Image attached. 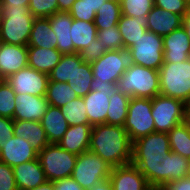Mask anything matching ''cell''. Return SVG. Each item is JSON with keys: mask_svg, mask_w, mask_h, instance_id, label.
<instances>
[{"mask_svg": "<svg viewBox=\"0 0 190 190\" xmlns=\"http://www.w3.org/2000/svg\"><path fill=\"white\" fill-rule=\"evenodd\" d=\"M190 174V160L172 151L167 153L158 166V186L169 181L183 179Z\"/></svg>", "mask_w": 190, "mask_h": 190, "instance_id": "19", "label": "cell"}, {"mask_svg": "<svg viewBox=\"0 0 190 190\" xmlns=\"http://www.w3.org/2000/svg\"><path fill=\"white\" fill-rule=\"evenodd\" d=\"M112 166L97 154L86 151L78 155L71 177L84 189L109 178Z\"/></svg>", "mask_w": 190, "mask_h": 190, "instance_id": "8", "label": "cell"}, {"mask_svg": "<svg viewBox=\"0 0 190 190\" xmlns=\"http://www.w3.org/2000/svg\"><path fill=\"white\" fill-rule=\"evenodd\" d=\"M129 49L135 65L159 70L164 63L163 37L149 30Z\"/></svg>", "mask_w": 190, "mask_h": 190, "instance_id": "11", "label": "cell"}, {"mask_svg": "<svg viewBox=\"0 0 190 190\" xmlns=\"http://www.w3.org/2000/svg\"><path fill=\"white\" fill-rule=\"evenodd\" d=\"M89 190H113L112 183L110 179L99 182L98 184L92 186Z\"/></svg>", "mask_w": 190, "mask_h": 190, "instance_id": "50", "label": "cell"}, {"mask_svg": "<svg viewBox=\"0 0 190 190\" xmlns=\"http://www.w3.org/2000/svg\"><path fill=\"white\" fill-rule=\"evenodd\" d=\"M158 71L160 94L187 104L190 100V58L180 63H163Z\"/></svg>", "mask_w": 190, "mask_h": 190, "instance_id": "5", "label": "cell"}, {"mask_svg": "<svg viewBox=\"0 0 190 190\" xmlns=\"http://www.w3.org/2000/svg\"><path fill=\"white\" fill-rule=\"evenodd\" d=\"M2 20H3V7L0 4V24H1Z\"/></svg>", "mask_w": 190, "mask_h": 190, "instance_id": "55", "label": "cell"}, {"mask_svg": "<svg viewBox=\"0 0 190 190\" xmlns=\"http://www.w3.org/2000/svg\"><path fill=\"white\" fill-rule=\"evenodd\" d=\"M50 144H57L69 125L59 107L49 106L40 121Z\"/></svg>", "mask_w": 190, "mask_h": 190, "instance_id": "26", "label": "cell"}, {"mask_svg": "<svg viewBox=\"0 0 190 190\" xmlns=\"http://www.w3.org/2000/svg\"><path fill=\"white\" fill-rule=\"evenodd\" d=\"M28 66V47L2 43L0 45V77L10 75Z\"/></svg>", "mask_w": 190, "mask_h": 190, "instance_id": "17", "label": "cell"}, {"mask_svg": "<svg viewBox=\"0 0 190 190\" xmlns=\"http://www.w3.org/2000/svg\"><path fill=\"white\" fill-rule=\"evenodd\" d=\"M93 73L90 62L75 64L74 82L69 86L78 97H85L91 91Z\"/></svg>", "mask_w": 190, "mask_h": 190, "instance_id": "35", "label": "cell"}, {"mask_svg": "<svg viewBox=\"0 0 190 190\" xmlns=\"http://www.w3.org/2000/svg\"><path fill=\"white\" fill-rule=\"evenodd\" d=\"M52 31L57 37V50L62 54H73L71 27L73 18L69 12H56L49 17Z\"/></svg>", "mask_w": 190, "mask_h": 190, "instance_id": "23", "label": "cell"}, {"mask_svg": "<svg viewBox=\"0 0 190 190\" xmlns=\"http://www.w3.org/2000/svg\"><path fill=\"white\" fill-rule=\"evenodd\" d=\"M182 26L190 39V11L183 17Z\"/></svg>", "mask_w": 190, "mask_h": 190, "instance_id": "52", "label": "cell"}, {"mask_svg": "<svg viewBox=\"0 0 190 190\" xmlns=\"http://www.w3.org/2000/svg\"><path fill=\"white\" fill-rule=\"evenodd\" d=\"M13 173L18 190H30L47 181L39 158L13 167Z\"/></svg>", "mask_w": 190, "mask_h": 190, "instance_id": "21", "label": "cell"}, {"mask_svg": "<svg viewBox=\"0 0 190 190\" xmlns=\"http://www.w3.org/2000/svg\"><path fill=\"white\" fill-rule=\"evenodd\" d=\"M16 93L4 80L0 85V116L13 119Z\"/></svg>", "mask_w": 190, "mask_h": 190, "instance_id": "38", "label": "cell"}, {"mask_svg": "<svg viewBox=\"0 0 190 190\" xmlns=\"http://www.w3.org/2000/svg\"><path fill=\"white\" fill-rule=\"evenodd\" d=\"M0 190H18L13 168L0 161Z\"/></svg>", "mask_w": 190, "mask_h": 190, "instance_id": "43", "label": "cell"}, {"mask_svg": "<svg viewBox=\"0 0 190 190\" xmlns=\"http://www.w3.org/2000/svg\"><path fill=\"white\" fill-rule=\"evenodd\" d=\"M186 121L190 125V109H187Z\"/></svg>", "mask_w": 190, "mask_h": 190, "instance_id": "56", "label": "cell"}, {"mask_svg": "<svg viewBox=\"0 0 190 190\" xmlns=\"http://www.w3.org/2000/svg\"><path fill=\"white\" fill-rule=\"evenodd\" d=\"M164 63H180L190 58V39L183 26L163 37Z\"/></svg>", "mask_w": 190, "mask_h": 190, "instance_id": "18", "label": "cell"}, {"mask_svg": "<svg viewBox=\"0 0 190 190\" xmlns=\"http://www.w3.org/2000/svg\"><path fill=\"white\" fill-rule=\"evenodd\" d=\"M55 190H84L72 177L53 181Z\"/></svg>", "mask_w": 190, "mask_h": 190, "instance_id": "46", "label": "cell"}, {"mask_svg": "<svg viewBox=\"0 0 190 190\" xmlns=\"http://www.w3.org/2000/svg\"><path fill=\"white\" fill-rule=\"evenodd\" d=\"M122 16L119 0H107L96 12L94 24L97 30L107 29L116 26Z\"/></svg>", "mask_w": 190, "mask_h": 190, "instance_id": "33", "label": "cell"}, {"mask_svg": "<svg viewBox=\"0 0 190 190\" xmlns=\"http://www.w3.org/2000/svg\"><path fill=\"white\" fill-rule=\"evenodd\" d=\"M91 129L90 124L69 126L57 144L68 152L80 155L89 150Z\"/></svg>", "mask_w": 190, "mask_h": 190, "instance_id": "22", "label": "cell"}, {"mask_svg": "<svg viewBox=\"0 0 190 190\" xmlns=\"http://www.w3.org/2000/svg\"><path fill=\"white\" fill-rule=\"evenodd\" d=\"M38 158V152L25 139L13 136L8 141H4V146L0 150V161L12 168Z\"/></svg>", "mask_w": 190, "mask_h": 190, "instance_id": "15", "label": "cell"}, {"mask_svg": "<svg viewBox=\"0 0 190 190\" xmlns=\"http://www.w3.org/2000/svg\"><path fill=\"white\" fill-rule=\"evenodd\" d=\"M29 12L35 18H48L58 12L57 0H30Z\"/></svg>", "mask_w": 190, "mask_h": 190, "instance_id": "40", "label": "cell"}, {"mask_svg": "<svg viewBox=\"0 0 190 190\" xmlns=\"http://www.w3.org/2000/svg\"><path fill=\"white\" fill-rule=\"evenodd\" d=\"M171 151L166 132H153L133 142L132 164L145 176L149 186H158V166Z\"/></svg>", "mask_w": 190, "mask_h": 190, "instance_id": "2", "label": "cell"}, {"mask_svg": "<svg viewBox=\"0 0 190 190\" xmlns=\"http://www.w3.org/2000/svg\"><path fill=\"white\" fill-rule=\"evenodd\" d=\"M49 106L46 96L16 94L13 119L40 122Z\"/></svg>", "mask_w": 190, "mask_h": 190, "instance_id": "16", "label": "cell"}, {"mask_svg": "<svg viewBox=\"0 0 190 190\" xmlns=\"http://www.w3.org/2000/svg\"><path fill=\"white\" fill-rule=\"evenodd\" d=\"M77 157L58 144H48L38 153L46 180L52 182L71 177Z\"/></svg>", "mask_w": 190, "mask_h": 190, "instance_id": "7", "label": "cell"}, {"mask_svg": "<svg viewBox=\"0 0 190 190\" xmlns=\"http://www.w3.org/2000/svg\"><path fill=\"white\" fill-rule=\"evenodd\" d=\"M30 0H1L2 7L28 8Z\"/></svg>", "mask_w": 190, "mask_h": 190, "instance_id": "48", "label": "cell"}, {"mask_svg": "<svg viewBox=\"0 0 190 190\" xmlns=\"http://www.w3.org/2000/svg\"><path fill=\"white\" fill-rule=\"evenodd\" d=\"M73 19L94 22L96 13L83 0H76L69 11Z\"/></svg>", "mask_w": 190, "mask_h": 190, "instance_id": "42", "label": "cell"}, {"mask_svg": "<svg viewBox=\"0 0 190 190\" xmlns=\"http://www.w3.org/2000/svg\"><path fill=\"white\" fill-rule=\"evenodd\" d=\"M118 27L123 38V48H130L147 31V18L122 15Z\"/></svg>", "mask_w": 190, "mask_h": 190, "instance_id": "28", "label": "cell"}, {"mask_svg": "<svg viewBox=\"0 0 190 190\" xmlns=\"http://www.w3.org/2000/svg\"><path fill=\"white\" fill-rule=\"evenodd\" d=\"M134 64L129 48L106 51L99 59L91 62L93 80L91 84L112 83L117 85L126 69Z\"/></svg>", "mask_w": 190, "mask_h": 190, "instance_id": "4", "label": "cell"}, {"mask_svg": "<svg viewBox=\"0 0 190 190\" xmlns=\"http://www.w3.org/2000/svg\"><path fill=\"white\" fill-rule=\"evenodd\" d=\"M152 99L131 97L124 128L131 142L155 132Z\"/></svg>", "mask_w": 190, "mask_h": 190, "instance_id": "10", "label": "cell"}, {"mask_svg": "<svg viewBox=\"0 0 190 190\" xmlns=\"http://www.w3.org/2000/svg\"><path fill=\"white\" fill-rule=\"evenodd\" d=\"M83 62L79 53L63 54L60 62L49 74V80L72 84L74 82L75 64H82Z\"/></svg>", "mask_w": 190, "mask_h": 190, "instance_id": "31", "label": "cell"}, {"mask_svg": "<svg viewBox=\"0 0 190 190\" xmlns=\"http://www.w3.org/2000/svg\"><path fill=\"white\" fill-rule=\"evenodd\" d=\"M107 0H83L95 13L105 4Z\"/></svg>", "mask_w": 190, "mask_h": 190, "instance_id": "51", "label": "cell"}, {"mask_svg": "<svg viewBox=\"0 0 190 190\" xmlns=\"http://www.w3.org/2000/svg\"><path fill=\"white\" fill-rule=\"evenodd\" d=\"M77 97L68 83L48 81L46 98L51 106L60 108Z\"/></svg>", "mask_w": 190, "mask_h": 190, "instance_id": "34", "label": "cell"}, {"mask_svg": "<svg viewBox=\"0 0 190 190\" xmlns=\"http://www.w3.org/2000/svg\"><path fill=\"white\" fill-rule=\"evenodd\" d=\"M148 190H166L164 186H150Z\"/></svg>", "mask_w": 190, "mask_h": 190, "instance_id": "54", "label": "cell"}, {"mask_svg": "<svg viewBox=\"0 0 190 190\" xmlns=\"http://www.w3.org/2000/svg\"><path fill=\"white\" fill-rule=\"evenodd\" d=\"M187 109H190V100L187 103Z\"/></svg>", "mask_w": 190, "mask_h": 190, "instance_id": "57", "label": "cell"}, {"mask_svg": "<svg viewBox=\"0 0 190 190\" xmlns=\"http://www.w3.org/2000/svg\"><path fill=\"white\" fill-rule=\"evenodd\" d=\"M3 81H4V79L0 77V85H1V83H2Z\"/></svg>", "mask_w": 190, "mask_h": 190, "instance_id": "58", "label": "cell"}, {"mask_svg": "<svg viewBox=\"0 0 190 190\" xmlns=\"http://www.w3.org/2000/svg\"><path fill=\"white\" fill-rule=\"evenodd\" d=\"M97 28L94 22L73 19L71 27V38L73 42V53H79L97 39Z\"/></svg>", "mask_w": 190, "mask_h": 190, "instance_id": "29", "label": "cell"}, {"mask_svg": "<svg viewBox=\"0 0 190 190\" xmlns=\"http://www.w3.org/2000/svg\"><path fill=\"white\" fill-rule=\"evenodd\" d=\"M109 179L113 190H148L150 187L143 173L132 163L112 167Z\"/></svg>", "mask_w": 190, "mask_h": 190, "instance_id": "14", "label": "cell"}, {"mask_svg": "<svg viewBox=\"0 0 190 190\" xmlns=\"http://www.w3.org/2000/svg\"><path fill=\"white\" fill-rule=\"evenodd\" d=\"M171 151L190 160V125L184 122L174 126L168 133Z\"/></svg>", "mask_w": 190, "mask_h": 190, "instance_id": "32", "label": "cell"}, {"mask_svg": "<svg viewBox=\"0 0 190 190\" xmlns=\"http://www.w3.org/2000/svg\"><path fill=\"white\" fill-rule=\"evenodd\" d=\"M151 114L154 118L155 132L168 133L174 126L186 120L187 104L159 94L152 98Z\"/></svg>", "mask_w": 190, "mask_h": 190, "instance_id": "9", "label": "cell"}, {"mask_svg": "<svg viewBox=\"0 0 190 190\" xmlns=\"http://www.w3.org/2000/svg\"><path fill=\"white\" fill-rule=\"evenodd\" d=\"M164 187L166 190H190V176L169 181Z\"/></svg>", "mask_w": 190, "mask_h": 190, "instance_id": "47", "label": "cell"}, {"mask_svg": "<svg viewBox=\"0 0 190 190\" xmlns=\"http://www.w3.org/2000/svg\"><path fill=\"white\" fill-rule=\"evenodd\" d=\"M27 47L57 48V37L48 18H35Z\"/></svg>", "mask_w": 190, "mask_h": 190, "instance_id": "27", "label": "cell"}, {"mask_svg": "<svg viewBox=\"0 0 190 190\" xmlns=\"http://www.w3.org/2000/svg\"><path fill=\"white\" fill-rule=\"evenodd\" d=\"M35 17L29 8L3 7L0 35L3 43L28 46Z\"/></svg>", "mask_w": 190, "mask_h": 190, "instance_id": "6", "label": "cell"}, {"mask_svg": "<svg viewBox=\"0 0 190 190\" xmlns=\"http://www.w3.org/2000/svg\"><path fill=\"white\" fill-rule=\"evenodd\" d=\"M30 190H55L54 189V184L52 181H45L43 184L39 185L38 187H35Z\"/></svg>", "mask_w": 190, "mask_h": 190, "instance_id": "53", "label": "cell"}, {"mask_svg": "<svg viewBox=\"0 0 190 190\" xmlns=\"http://www.w3.org/2000/svg\"><path fill=\"white\" fill-rule=\"evenodd\" d=\"M115 88L116 85L107 82L104 84H91V91L83 97L91 126L106 124L109 96Z\"/></svg>", "mask_w": 190, "mask_h": 190, "instance_id": "12", "label": "cell"}, {"mask_svg": "<svg viewBox=\"0 0 190 190\" xmlns=\"http://www.w3.org/2000/svg\"><path fill=\"white\" fill-rule=\"evenodd\" d=\"M106 50L98 39H95V43L90 44L87 48L79 52L80 58L84 62H92L99 59Z\"/></svg>", "mask_w": 190, "mask_h": 190, "instance_id": "44", "label": "cell"}, {"mask_svg": "<svg viewBox=\"0 0 190 190\" xmlns=\"http://www.w3.org/2000/svg\"><path fill=\"white\" fill-rule=\"evenodd\" d=\"M62 53L56 48L28 47V67L49 75L57 66Z\"/></svg>", "mask_w": 190, "mask_h": 190, "instance_id": "25", "label": "cell"}, {"mask_svg": "<svg viewBox=\"0 0 190 190\" xmlns=\"http://www.w3.org/2000/svg\"><path fill=\"white\" fill-rule=\"evenodd\" d=\"M155 6L184 17L189 11L188 0H154Z\"/></svg>", "mask_w": 190, "mask_h": 190, "instance_id": "41", "label": "cell"}, {"mask_svg": "<svg viewBox=\"0 0 190 190\" xmlns=\"http://www.w3.org/2000/svg\"><path fill=\"white\" fill-rule=\"evenodd\" d=\"M97 39L106 51L123 48V38L120 34L118 24L107 29L98 30Z\"/></svg>", "mask_w": 190, "mask_h": 190, "instance_id": "39", "label": "cell"}, {"mask_svg": "<svg viewBox=\"0 0 190 190\" xmlns=\"http://www.w3.org/2000/svg\"><path fill=\"white\" fill-rule=\"evenodd\" d=\"M147 30L164 37L182 26L183 17L155 5L147 15Z\"/></svg>", "mask_w": 190, "mask_h": 190, "instance_id": "20", "label": "cell"}, {"mask_svg": "<svg viewBox=\"0 0 190 190\" xmlns=\"http://www.w3.org/2000/svg\"><path fill=\"white\" fill-rule=\"evenodd\" d=\"M3 42H2V38H1V35H0V45L2 44Z\"/></svg>", "mask_w": 190, "mask_h": 190, "instance_id": "59", "label": "cell"}, {"mask_svg": "<svg viewBox=\"0 0 190 190\" xmlns=\"http://www.w3.org/2000/svg\"><path fill=\"white\" fill-rule=\"evenodd\" d=\"M14 119L0 116V150L4 146V141H8L14 136Z\"/></svg>", "mask_w": 190, "mask_h": 190, "instance_id": "45", "label": "cell"}, {"mask_svg": "<svg viewBox=\"0 0 190 190\" xmlns=\"http://www.w3.org/2000/svg\"><path fill=\"white\" fill-rule=\"evenodd\" d=\"M16 94L46 96L49 75L26 67L5 80Z\"/></svg>", "mask_w": 190, "mask_h": 190, "instance_id": "13", "label": "cell"}, {"mask_svg": "<svg viewBox=\"0 0 190 190\" xmlns=\"http://www.w3.org/2000/svg\"><path fill=\"white\" fill-rule=\"evenodd\" d=\"M132 147L133 143L123 126L109 124L92 126L89 151L97 154L110 166L130 164Z\"/></svg>", "mask_w": 190, "mask_h": 190, "instance_id": "1", "label": "cell"}, {"mask_svg": "<svg viewBox=\"0 0 190 190\" xmlns=\"http://www.w3.org/2000/svg\"><path fill=\"white\" fill-rule=\"evenodd\" d=\"M76 0H57L58 12H69Z\"/></svg>", "mask_w": 190, "mask_h": 190, "instance_id": "49", "label": "cell"}, {"mask_svg": "<svg viewBox=\"0 0 190 190\" xmlns=\"http://www.w3.org/2000/svg\"><path fill=\"white\" fill-rule=\"evenodd\" d=\"M13 133L27 140L38 153L50 144L40 122L14 120Z\"/></svg>", "mask_w": 190, "mask_h": 190, "instance_id": "24", "label": "cell"}, {"mask_svg": "<svg viewBox=\"0 0 190 190\" xmlns=\"http://www.w3.org/2000/svg\"><path fill=\"white\" fill-rule=\"evenodd\" d=\"M116 88L129 97L152 99L160 94L159 71L133 64L118 80Z\"/></svg>", "mask_w": 190, "mask_h": 190, "instance_id": "3", "label": "cell"}, {"mask_svg": "<svg viewBox=\"0 0 190 190\" xmlns=\"http://www.w3.org/2000/svg\"><path fill=\"white\" fill-rule=\"evenodd\" d=\"M122 15L131 17H147L152 7L155 5L154 0H119Z\"/></svg>", "mask_w": 190, "mask_h": 190, "instance_id": "37", "label": "cell"}, {"mask_svg": "<svg viewBox=\"0 0 190 190\" xmlns=\"http://www.w3.org/2000/svg\"><path fill=\"white\" fill-rule=\"evenodd\" d=\"M60 110L69 126L89 124L86 106L82 97H77L67 102L64 106L60 107Z\"/></svg>", "mask_w": 190, "mask_h": 190, "instance_id": "36", "label": "cell"}, {"mask_svg": "<svg viewBox=\"0 0 190 190\" xmlns=\"http://www.w3.org/2000/svg\"><path fill=\"white\" fill-rule=\"evenodd\" d=\"M131 97L122 94L117 88L109 96L106 124L124 126Z\"/></svg>", "mask_w": 190, "mask_h": 190, "instance_id": "30", "label": "cell"}]
</instances>
